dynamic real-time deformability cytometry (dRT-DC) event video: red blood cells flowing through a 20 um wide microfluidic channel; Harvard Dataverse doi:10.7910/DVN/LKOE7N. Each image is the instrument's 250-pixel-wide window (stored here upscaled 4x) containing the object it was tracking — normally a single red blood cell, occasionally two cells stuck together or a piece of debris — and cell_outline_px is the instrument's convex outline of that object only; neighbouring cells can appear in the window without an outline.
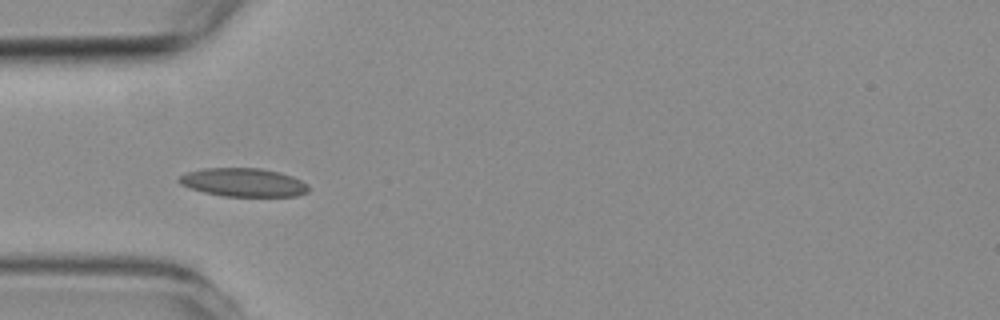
{"species": "common noctule bat (a hibernating species)", "species_latin": "Nyctalus noctula", "temperature_condition": "room temperature", "stored_images_in_passage": 5, "camera_frame_rate_fps": 3000, "um_per_image_px": 0.085, "animal": {"sex": "female", "body_mass_g": 19.3, "forearm_length_mm": 54.1}, "frame": {"image": 1, "passage_image": 3, "time_ms": 3.0, "image_size_px": [1000, 320], "cell_outline_px": [[308, 192], [296, 196], [224, 196], [204, 192], [180, 184], [176, 180], [180, 176], [188, 172], [204, 168], [260, 168], [280, 172], [292, 176], [308, 184]], "centroid_in_image_um": [20.7, 15.5], "position_along_channel_um": 64.3, "area_um2": 21.39}}
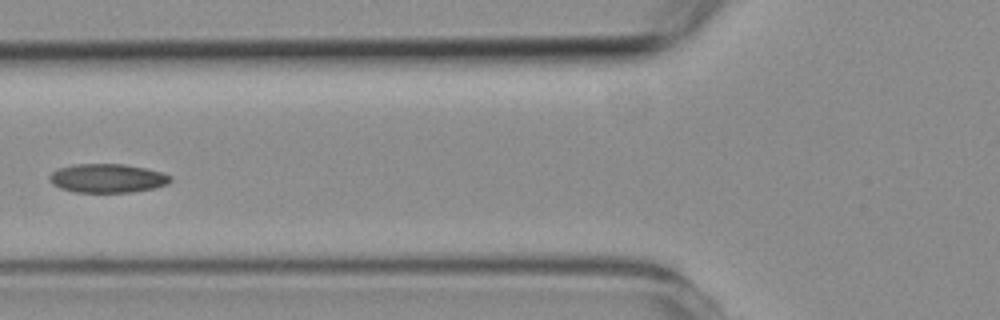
{"frame": {"image": 2, "passage_image": 4, "time_ms": 4.333, "image_size_px": [1000, 320], "cell_outline_px": [[172, 180], [168, 184], [156, 188], [132, 192], [76, 192], [60, 188], [52, 184], [48, 180], [48, 176], [56, 168], [76, 164], [124, 164], [144, 168], [160, 172], [172, 176]], "centroid_in_image_um": [9.11, 15.15], "position_along_channel_um": 116.7, "area_um2": 20.46}}
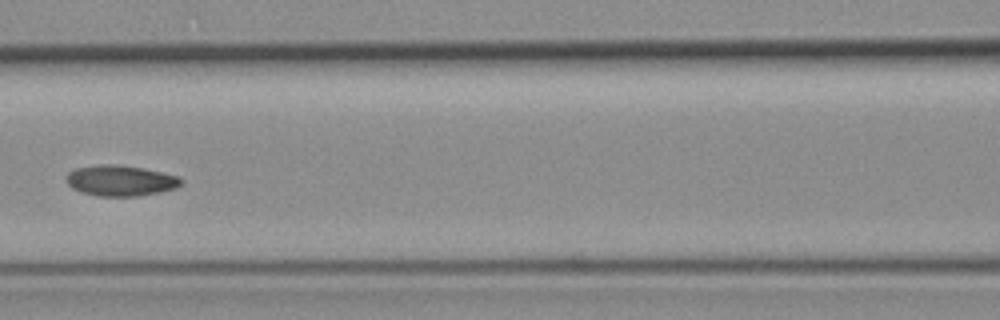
{"frame": {"image": 3, "passage_image": 5, "time_ms": 5.333, "image_size_px": [1000, 320], "cell_outline_px": [[184, 180], [176, 188], [160, 192], [140, 196], [96, 196], [80, 192], [72, 188], [68, 184], [64, 176], [68, 172], [76, 168], [100, 164], [116, 164], [140, 168], [180, 176]], "centroid_in_image_um": [10.22, 15.36], "position_along_channel_um": 156.4, "area_um2": 20.69}}